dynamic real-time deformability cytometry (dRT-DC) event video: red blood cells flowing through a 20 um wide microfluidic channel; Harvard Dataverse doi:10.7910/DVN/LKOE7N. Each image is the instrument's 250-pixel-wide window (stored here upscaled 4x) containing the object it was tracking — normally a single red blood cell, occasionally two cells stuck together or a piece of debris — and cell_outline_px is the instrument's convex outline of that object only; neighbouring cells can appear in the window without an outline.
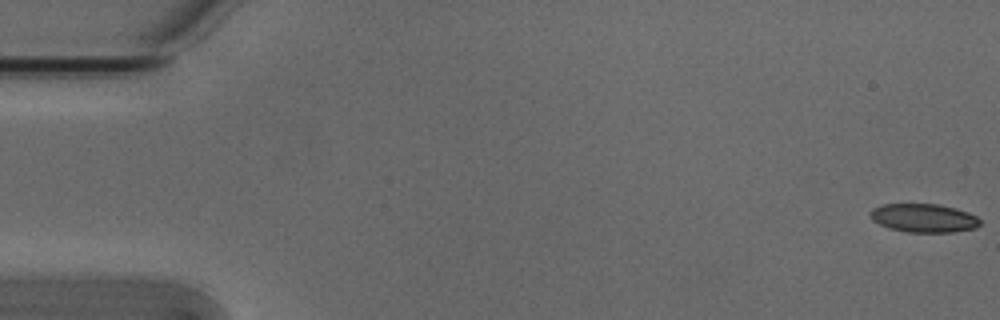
{"species": "Egyptian fruit bat (a non-hibernating species)", "species_latin": "Rousettus aegyptiacus", "temperature_condition": "cold", "stored_images_in_passage": 16, "camera_frame_rate_fps": 3000, "um_per_image_px": 0.085, "animal": {"sex": "male"}, "frame": {"image": 1, "passage_image": 1, "time_ms": 0.0, "image_size_px": [1000, 320], "cell_outline_px": [[980, 224], [976, 228], [952, 232], [908, 232], [888, 228], [872, 220], [872, 208], [884, 204], [940, 204], [956, 208], [968, 212], [976, 216], [980, 220]], "centroid_in_image_um": [78.55, 18.53], "position_along_channel_um": 6.5, "area_um2": 18.21}}